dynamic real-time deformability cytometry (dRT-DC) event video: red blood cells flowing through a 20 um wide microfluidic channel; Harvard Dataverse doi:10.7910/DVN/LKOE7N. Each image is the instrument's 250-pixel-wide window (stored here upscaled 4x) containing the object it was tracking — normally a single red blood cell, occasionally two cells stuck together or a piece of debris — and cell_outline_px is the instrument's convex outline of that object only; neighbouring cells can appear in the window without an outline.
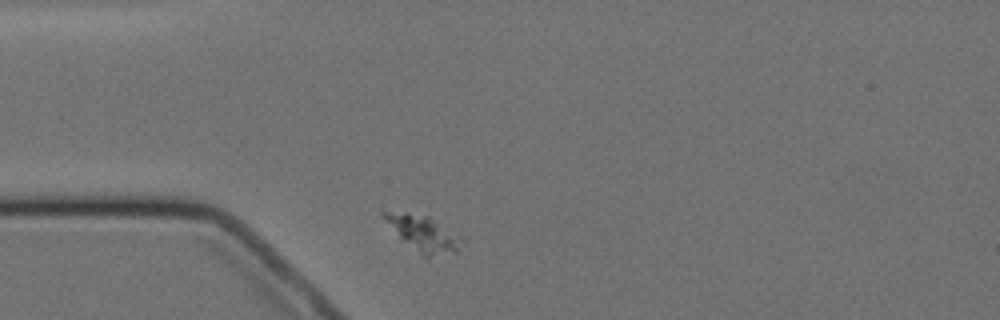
{"species": "Egyptian fruit bat (a non-hibernating species)", "species_latin": "Rousettus aegyptiacus", "temperature_condition": "cold", "stored_images_in_passage": 4, "camera_frame_rate_fps": 3000, "um_per_image_px": 0.085, "animal": {"sex": "female"}, "frame": {"image": 1, "passage_image": 1, "time_ms": 0.0, "image_size_px": [1000, 320], "cell_outline_px": [[464, 240], [460, 252], [428, 256], [424, 256], [404, 240], [400, 236], [384, 216], [384, 212], [404, 212], [428, 216], [464, 236]], "centroid_in_image_um": [36.17, 19.86], "position_along_channel_um": 48.8, "area_um2": 15.55}}
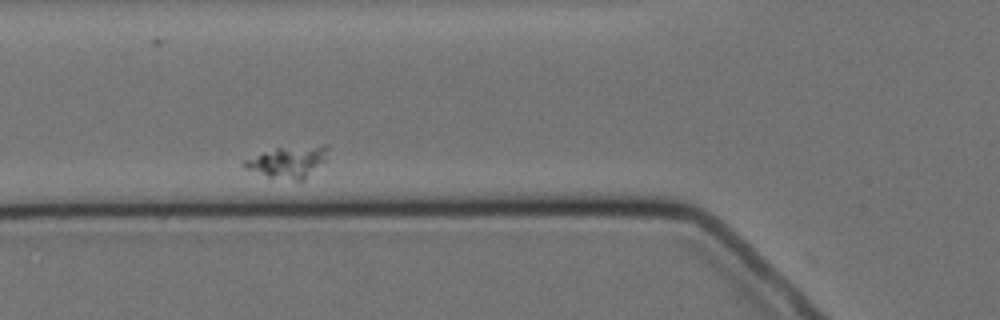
{"frame": {"image": 2, "passage_image": 3, "time_ms": 2.333, "image_size_px": [1000, 320], "cell_outline_px": [[328, 148], [324, 160], [304, 180], [296, 180], [268, 176], [244, 168], [240, 164], [244, 160], [264, 152], [276, 148], [324, 144], [328, 144]], "centroid_in_image_um": [24.48, 13.74], "position_along_channel_um": 101.3, "area_um2": 15.03}}